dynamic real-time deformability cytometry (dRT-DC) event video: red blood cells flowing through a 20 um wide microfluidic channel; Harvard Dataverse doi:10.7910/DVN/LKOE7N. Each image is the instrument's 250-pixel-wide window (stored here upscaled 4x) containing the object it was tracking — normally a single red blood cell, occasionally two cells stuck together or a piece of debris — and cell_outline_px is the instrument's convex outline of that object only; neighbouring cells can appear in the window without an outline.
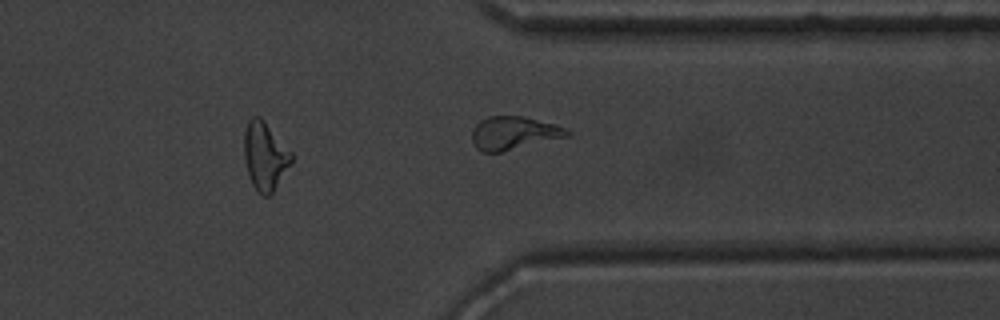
{"species": "common noctule bat (a hibernating species)", "species_latin": "Nyctalus noctula", "temperature_condition": "warm", "stored_images_in_passage": 37, "camera_frame_rate_fps": 3000, "um_per_image_px": 0.085, "animal": {"sex": "male", "body_mass_g": 20.1, "forearm_length_mm": 53.5}, "frame": {"image": 1, "passage_image": 37, "time_ms": 12.0, "image_size_px": [1000, 320], "cell_outline_px": [[572, 132], [568, 136], [500, 152], [480, 152], [476, 148], [472, 140], [472, 132], [476, 124], [480, 120], [488, 116], [524, 116], [552, 124], [564, 128]], "centroid_in_image_um": [43.62, 11.31], "position_along_channel_um": 367.8, "area_um2": 18.15}, "authors_computed_cell_mechanics": {"area_um2": 18.3804, "velocity_mm_per_s": 3.9925, "shape_relaxation_time_tau1_ms": 8.3568, "shape_relaxation_time_tau2_ms": 1.986, "deformation_change_tau1": 0.2323, "deformation_change_tau2": 0.1096}}